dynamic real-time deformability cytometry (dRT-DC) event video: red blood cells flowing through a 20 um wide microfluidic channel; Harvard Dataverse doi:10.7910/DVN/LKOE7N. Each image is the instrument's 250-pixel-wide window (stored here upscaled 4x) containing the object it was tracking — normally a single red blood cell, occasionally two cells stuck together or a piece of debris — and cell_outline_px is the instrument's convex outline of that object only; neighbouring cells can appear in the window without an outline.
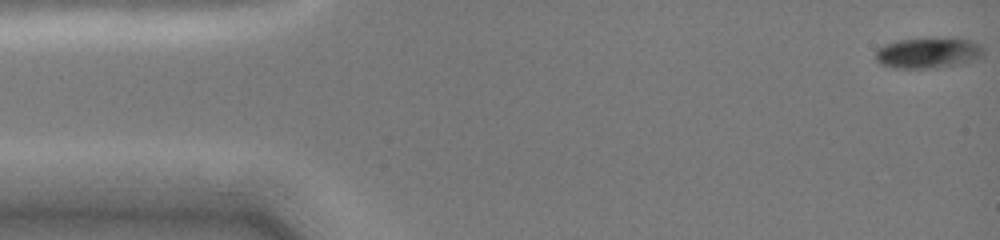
{"species": "common noctule bat (a hibernating species)", "species_latin": "Nyctalus noctula", "temperature_condition": "cold", "stored_images_in_passage": 10, "camera_frame_rate_fps": 3000, "um_per_image_px": 0.085, "animal": {"sex": "female", "body_mass_g": 19.0, "forearm_length_mm": 51.5}, "frame": {"image": 1, "passage_image": 1, "time_ms": 0.0, "image_size_px": [1000, 240], "cell_outline_px": [[984, 56], [976, 60], [936, 68], [892, 68], [880, 64], [876, 60], [876, 48], [884, 44], [896, 40], [956, 36], [972, 40], [984, 44]], "centroid_in_image_um": [78.96, 4.46], "position_along_channel_um": 6.0, "area_um2": 20.17}}
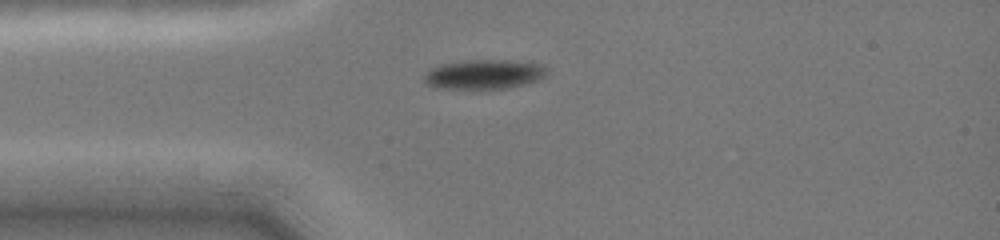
{"frame": {"image": 2, "passage_image": 6, "time_ms": 3.667, "image_size_px": [1000, 240], "cell_outline_px": [[548, 72], [540, 80], [508, 88], [436, 88], [428, 84], [424, 80], [424, 76], [432, 68], [444, 64], [472, 60], [492, 60], [540, 64]], "centroid_in_image_um": [41.15, 6.33], "position_along_channel_um": 43.8, "area_um2": 20.4}}
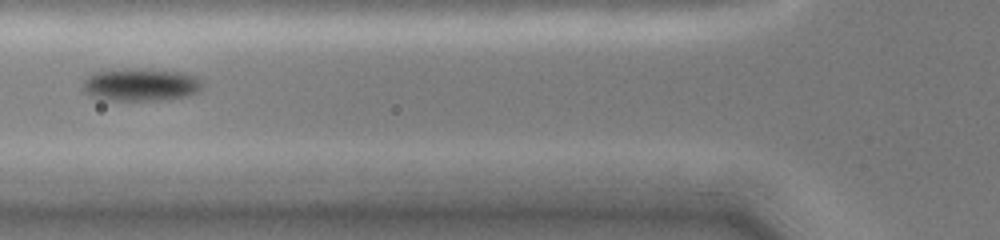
{"frame": {"image": 3, "passage_image": 9, "time_ms": 5.667, "image_size_px": [1000, 240], "cell_outline_px": [[204, 84], [196, 92], [188, 96], [168, 100], [108, 100], [92, 96], [84, 92], [84, 80], [92, 72], [120, 68], [140, 68], [184, 72], [196, 76]], "centroid_in_image_um": [11.97, 7.18], "position_along_channel_um": 113.8, "area_um2": 23.12}}